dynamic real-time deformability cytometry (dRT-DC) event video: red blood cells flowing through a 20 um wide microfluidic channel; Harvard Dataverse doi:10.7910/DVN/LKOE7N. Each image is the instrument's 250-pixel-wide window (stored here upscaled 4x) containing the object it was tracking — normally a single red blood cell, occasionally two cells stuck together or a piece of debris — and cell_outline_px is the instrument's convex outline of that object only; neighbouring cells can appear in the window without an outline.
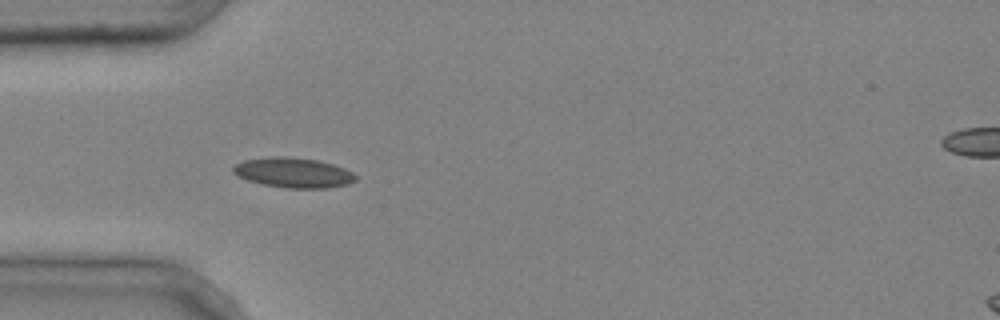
{"species": "common noctule bat (a hibernating species)", "species_latin": "Nyctalus noctula", "temperature_condition": "cold", "stored_images_in_passage": 4, "camera_frame_rate_fps": 3000, "um_per_image_px": 0.085, "animal": {"sex": "male", "body_mass_g": 20.4}, "frame": {"image": 1, "passage_image": 2, "time_ms": 0.333, "image_size_px": [1000, 320], "cell_outline_px": [[356, 180], [348, 184], [328, 188], [288, 188], [264, 184], [248, 180], [232, 172], [232, 168], [236, 164], [244, 160], [272, 156], [284, 156], [316, 160], [332, 164], [344, 168], [352, 172], [356, 176]], "centroid_in_image_um": [24.95, 14.67], "position_along_channel_um": 60.1, "area_um2": 21.21}}